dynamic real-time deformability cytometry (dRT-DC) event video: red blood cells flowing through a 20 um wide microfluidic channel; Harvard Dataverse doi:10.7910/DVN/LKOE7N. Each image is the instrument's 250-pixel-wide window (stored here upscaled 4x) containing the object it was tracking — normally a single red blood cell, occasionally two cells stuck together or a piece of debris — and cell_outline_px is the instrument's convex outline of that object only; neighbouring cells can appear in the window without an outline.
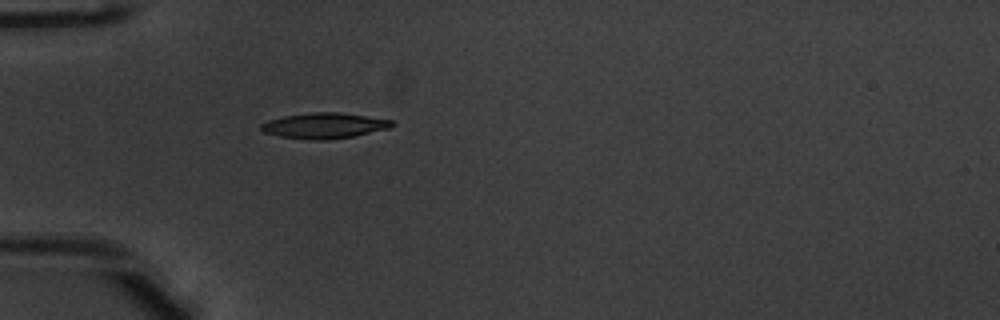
{"species": "common noctule bat (a hibernating species)", "species_latin": "Nyctalus noctula", "temperature_condition": "warm", "stored_images_in_passage": 34, "camera_frame_rate_fps": 3000, "um_per_image_px": 0.085, "animal": {"sex": "male", "body_mass_g": 20.1, "forearm_length_mm": 53.5}, "frame": {"image": 1, "passage_image": 1, "time_ms": 0.0, "image_size_px": [1000, 320], "cell_outline_px": [[396, 124], [388, 128], [352, 136], [324, 140], [312, 140], [280, 136], [264, 132], [260, 128], [260, 124], [268, 120], [284, 116], [308, 112], [340, 112], [392, 120]], "centroid_in_image_um": [27.53, 10.67], "position_along_channel_um": 57.5, "area_um2": 19.36}}
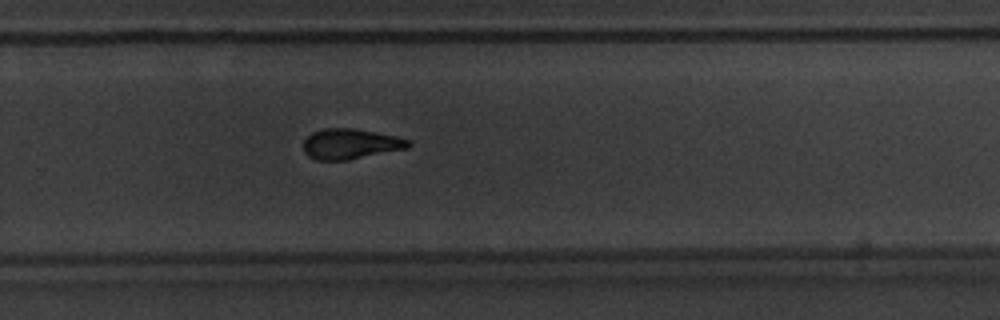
{"frame": {"image": 2, "passage_image": 20, "time_ms": 6.333, "image_size_px": [1000, 320], "cell_outline_px": [[412, 144], [408, 148], [348, 160], [316, 160], [308, 156], [304, 152], [304, 140], [312, 132], [324, 128], [352, 128], [376, 132], [396, 136], [412, 140]], "centroid_in_image_um": [29.81, 12.23], "position_along_channel_um": 300.0, "area_um2": 18.67}}
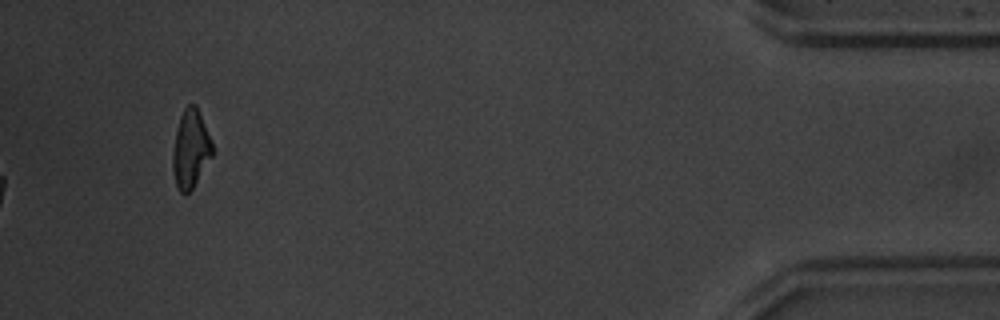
{"frame": {"image": 3, "passage_image": 34, "time_ms": 11.0, "image_size_px": [1000, 320], "cell_outline_px": [[212, 156], [192, 188], [188, 192], [180, 192], [176, 184], [172, 172], [172, 156], [176, 132], [180, 116], [184, 108], [188, 104], [196, 104], [212, 140]], "centroid_in_image_um": [16.2, 12.63], "position_along_channel_um": 419.0, "area_um2": 17.86}, "authors_computed_cell_mechanics": {"area_um2": 18.5827, "velocity_mm_per_s": 3.9492, "shape_relaxation_time_tau1_ms": 2.9574, "shape_relaxation_time_tau2_ms": 3.532, "deformation_change_tau1": 0.1621, "deformation_change_tau2": 0.1163}}